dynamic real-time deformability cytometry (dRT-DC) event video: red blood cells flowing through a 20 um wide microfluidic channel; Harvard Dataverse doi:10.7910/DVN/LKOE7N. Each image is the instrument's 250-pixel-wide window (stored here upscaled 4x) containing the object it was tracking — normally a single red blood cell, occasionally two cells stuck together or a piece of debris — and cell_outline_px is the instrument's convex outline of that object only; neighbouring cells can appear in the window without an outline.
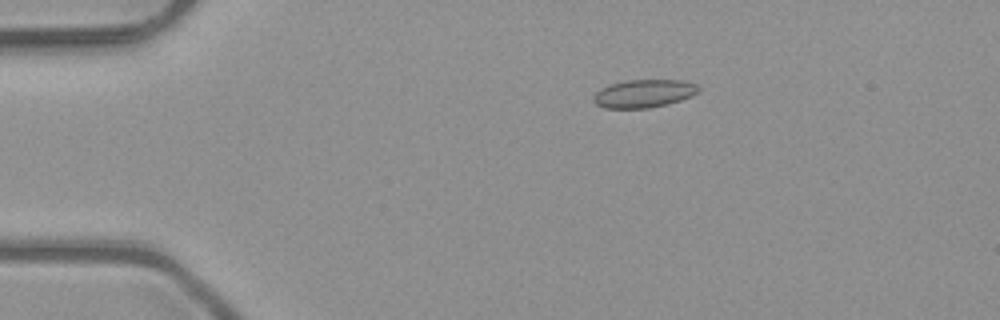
{"species": "common noctule bat (a hibernating species)", "species_latin": "Nyctalus noctula", "temperature_condition": "room temperature", "stored_images_in_passage": 5, "camera_frame_rate_fps": 3000, "um_per_image_px": 0.085, "animal": {"sex": "male", "body_mass_g": 23.1, "forearm_length_mm": 52.7}, "frame": {"image": 1, "passage_image": 2, "time_ms": 0.333, "image_size_px": [1000, 320], "cell_outline_px": [[700, 92], [692, 96], [668, 104], [648, 108], [604, 108], [596, 104], [592, 100], [592, 96], [600, 88], [608, 84], [628, 80], [680, 80], [696, 84], [700, 88]], "centroid_in_image_um": [54.71, 7.95], "position_along_channel_um": 30.3, "area_um2": 17.34}}
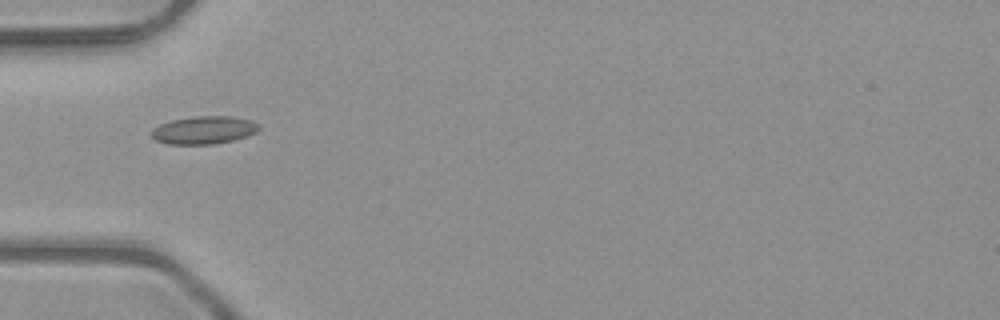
{"frame": {"image": 2, "passage_image": 4, "time_ms": 1.0, "image_size_px": [1000, 320], "cell_outline_px": [[260, 128], [256, 132], [232, 140], [212, 144], [168, 144], [156, 140], [152, 136], [152, 128], [160, 124], [172, 120], [192, 116], [232, 116], [252, 120], [260, 124]], "centroid_in_image_um": [17.33, 11.04], "position_along_channel_um": 67.7, "area_um2": 17.4}}
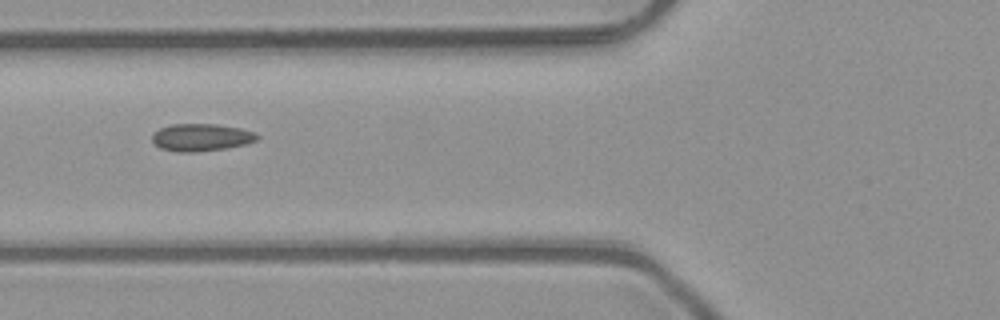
{"frame": {"image": 3, "passage_image": 5, "time_ms": 1.333, "image_size_px": [1000, 320], "cell_outline_px": [[260, 136], [256, 140], [244, 144], [224, 148], [196, 152], [176, 152], [160, 148], [152, 140], [152, 132], [160, 128], [172, 124], [216, 124], [240, 128], [252, 132]], "centroid_in_image_um": [17.05, 11.67], "position_along_channel_um": 108.7, "area_um2": 16.65}}